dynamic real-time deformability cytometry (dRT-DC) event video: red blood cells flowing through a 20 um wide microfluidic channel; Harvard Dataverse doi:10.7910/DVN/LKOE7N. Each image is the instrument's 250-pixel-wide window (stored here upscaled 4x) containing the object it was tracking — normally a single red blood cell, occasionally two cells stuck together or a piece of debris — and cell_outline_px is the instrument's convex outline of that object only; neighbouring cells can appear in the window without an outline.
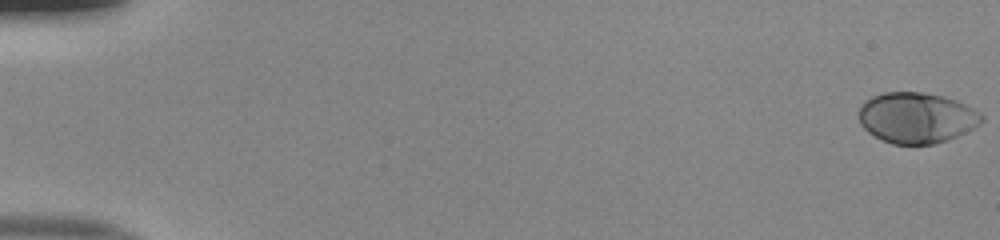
{"species": "human", "species_latin": "Homo sapiens", "temperature_condition": "room temperature", "stored_images_in_passage": 52, "camera_frame_rate_fps": 3000, "um_per_image_px": 0.085, "donor": {"sex": "male"}, "frame": {"image": 1, "passage_image": 1, "time_ms": 0.0, "image_size_px": [1000, 240], "cell_outline_px": [[984, 120], [980, 124], [948, 140], [936, 144], [892, 144], [868, 132], [860, 124], [860, 104], [864, 100], [872, 96], [884, 92], [920, 92], [944, 96], [956, 100], [980, 112], [984, 116]], "centroid_in_image_um": [77.91, 10.0], "position_along_channel_um": 7.1, "area_um2": 36.3}}
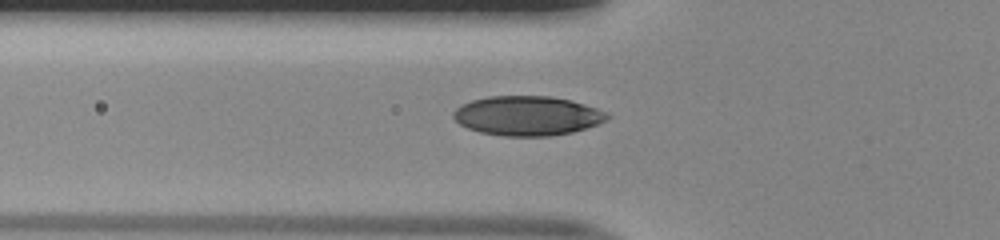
{"frame": {"image": 2, "passage_image": 20, "time_ms": 6.333, "image_size_px": [1000, 240], "cell_outline_px": [[612, 116], [608, 120], [600, 124], [572, 132], [548, 136], [504, 136], [480, 132], [468, 128], [460, 124], [452, 116], [452, 112], [456, 108], [472, 100], [488, 96], [552, 96], [572, 100], [608, 112]], "centroid_in_image_um": [44.87, 9.84], "position_along_channel_um": 80.9, "area_um2": 35.6}}
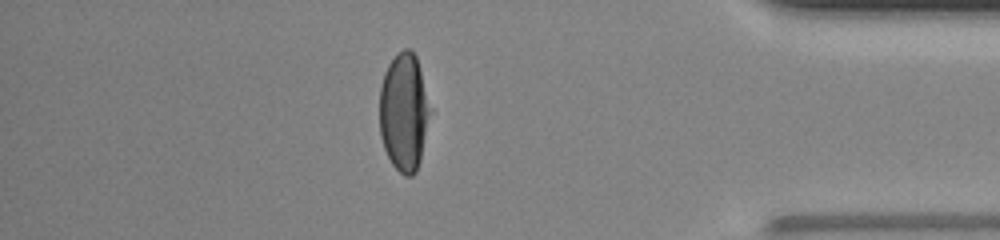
{"frame": {"image": 3, "passage_image": 46, "time_ms": 15.0, "image_size_px": [1000, 240], "cell_outline_px": [[432, 108], [420, 160], [416, 172], [412, 176], [404, 176], [392, 164], [384, 148], [380, 136], [380, 88], [384, 72], [388, 64], [404, 48], [408, 48], [416, 56], [420, 68]], "centroid_in_image_um": [34.35, 9.54], "position_along_channel_um": 400.8, "area_um2": 34.91}, "authors_computed_cell_mechanics": {"area_um2": 35.6337, "velocity_mm_per_s": 4.0194, "shape_relaxation_time_tau1_ms": 3.8482, "shape_relaxation_time_tau2_ms": null, "deformation_change_tau1": 0.1971, "deformation_change_tau2": null}}